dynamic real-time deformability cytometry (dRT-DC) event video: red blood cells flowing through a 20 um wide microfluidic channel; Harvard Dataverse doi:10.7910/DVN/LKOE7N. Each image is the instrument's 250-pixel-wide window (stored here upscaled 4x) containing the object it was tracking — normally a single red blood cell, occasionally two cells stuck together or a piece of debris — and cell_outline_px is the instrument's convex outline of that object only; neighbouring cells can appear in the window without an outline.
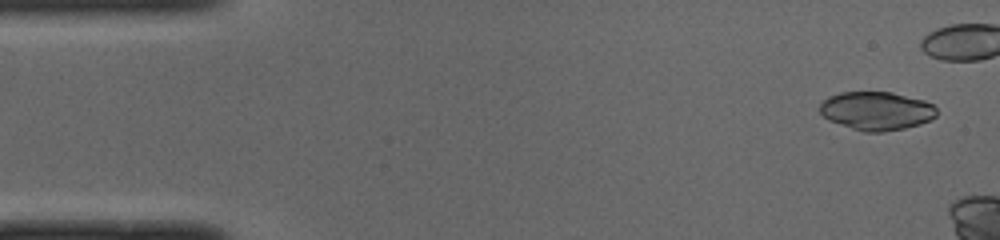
{"species": "common noctule bat (a hibernating species)", "species_latin": "Nyctalus noctula", "temperature_condition": "cold", "stored_images_in_passage": 10, "camera_frame_rate_fps": 3000, "um_per_image_px": 0.085, "animal": {"sex": "male", "body_mass_g": 19.0, "forearm_length_mm": 50.8}, "frame": {"image": 1, "passage_image": 2, "time_ms": 0.333, "image_size_px": [1000, 240], "cell_outline_px": [[936, 116], [920, 124], [904, 128], [884, 132], [864, 132], [828, 120], [820, 112], [820, 104], [828, 96], [840, 92], [892, 92], [924, 100], [932, 104], [936, 108]], "centroid_in_image_um": [74.49, 9.42], "position_along_channel_um": 10.5, "area_um2": 26.13}}